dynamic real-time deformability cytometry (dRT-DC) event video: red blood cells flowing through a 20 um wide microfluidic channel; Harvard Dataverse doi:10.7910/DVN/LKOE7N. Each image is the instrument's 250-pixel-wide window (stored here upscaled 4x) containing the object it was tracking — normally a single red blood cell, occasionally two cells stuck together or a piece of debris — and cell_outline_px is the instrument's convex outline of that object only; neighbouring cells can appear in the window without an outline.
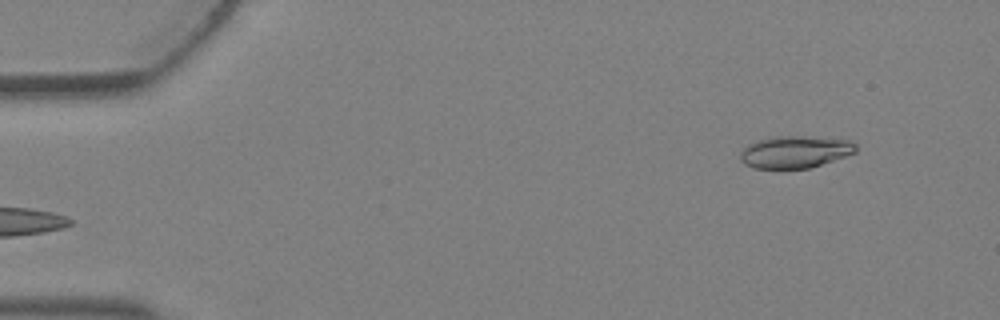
{"species": "Egyptian fruit bat (a non-hibernating species)", "species_latin": "Rousettus aegyptiacus", "temperature_condition": "warm", "stored_images_in_passage": 2, "camera_frame_rate_fps": 3000, "um_per_image_px": 0.085, "animal": {"sex": "female"}, "frame": {"image": 1, "passage_image": 2, "time_ms": 0.333, "image_size_px": [1000, 320], "cell_outline_px": [[856, 152], [808, 168], [752, 168], [744, 164], [740, 160], [740, 152], [748, 144], [760, 140], [776, 136], [796, 136], [848, 140], [856, 144]], "centroid_in_image_um": [67.53, 12.92], "position_along_channel_um": 17.5, "area_um2": 21.21}}